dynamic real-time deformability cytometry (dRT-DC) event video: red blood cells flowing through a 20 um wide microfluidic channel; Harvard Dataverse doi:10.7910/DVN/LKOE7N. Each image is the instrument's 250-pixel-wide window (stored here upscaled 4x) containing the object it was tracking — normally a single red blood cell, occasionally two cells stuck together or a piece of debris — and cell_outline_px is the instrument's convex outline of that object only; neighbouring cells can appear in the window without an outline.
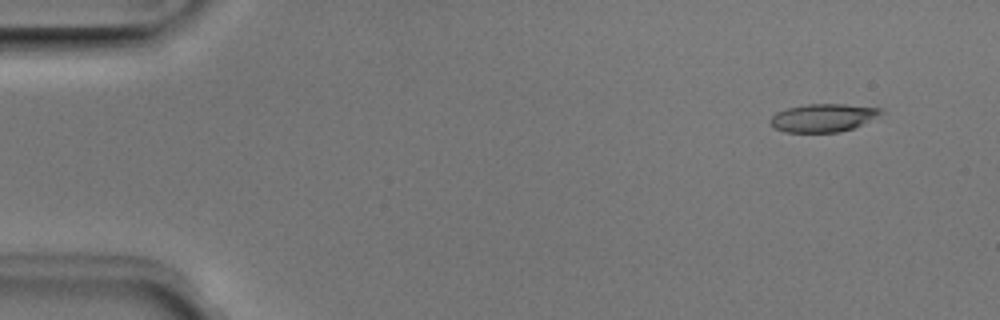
{"species": "Egyptian fruit bat (a non-hibernating species)", "species_latin": "Rousettus aegyptiacus", "temperature_condition": "room temperature", "stored_images_in_passage": 5, "camera_frame_rate_fps": 3000, "um_per_image_px": 0.085, "animal": {"sex": "male"}, "frame": {"image": 1, "passage_image": 1, "time_ms": 0.0, "image_size_px": [1000, 320], "cell_outline_px": [[884, 112], [852, 128], [840, 132], [784, 132], [776, 128], [768, 120], [776, 112], [788, 108], [808, 104], [844, 104], [880, 108]], "centroid_in_image_um": [69.92, 10.01], "position_along_channel_um": 15.1, "area_um2": 17.74}}
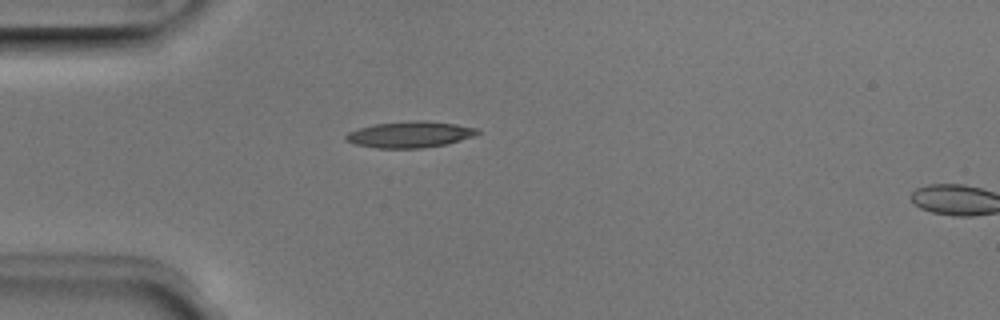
{"frame": {"image": 2, "passage_image": 4, "time_ms": 1.0, "image_size_px": [1000, 320], "cell_outline_px": [[480, 132], [472, 136], [448, 144], [420, 148], [376, 148], [356, 144], [344, 140], [344, 136], [348, 132], [360, 128], [376, 124], [416, 120], [420, 120], [456, 124], [476, 128]], "centroid_in_image_um": [34.82, 11.44], "position_along_channel_um": 50.2, "area_um2": 19.88}}